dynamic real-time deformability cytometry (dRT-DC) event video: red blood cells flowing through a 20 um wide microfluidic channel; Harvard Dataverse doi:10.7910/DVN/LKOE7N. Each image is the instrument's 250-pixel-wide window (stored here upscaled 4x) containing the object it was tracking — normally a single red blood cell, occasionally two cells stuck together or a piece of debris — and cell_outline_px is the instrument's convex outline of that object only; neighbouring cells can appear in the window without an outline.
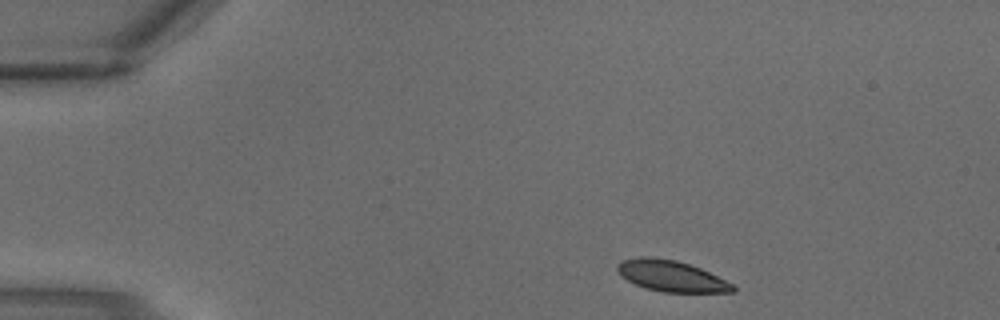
{"species": "common noctule bat (a hibernating species)", "species_latin": "Nyctalus noctula", "temperature_condition": "warm", "stored_images_in_passage": 3, "camera_frame_rate_fps": 3000, "um_per_image_px": 0.085, "animal": {"sex": "male", "body_mass_g": 18.8}, "frame": {"image": 1, "passage_image": 1, "time_ms": 0.0, "image_size_px": [1000, 320], "cell_outline_px": [[736, 292], [664, 292], [644, 288], [620, 276], [616, 268], [616, 264], [624, 260], [640, 256], [648, 256], [676, 260], [700, 268], [732, 284], [736, 288]], "centroid_in_image_um": [57.01, 23.46], "position_along_channel_um": 28.0, "area_um2": 20.75}}